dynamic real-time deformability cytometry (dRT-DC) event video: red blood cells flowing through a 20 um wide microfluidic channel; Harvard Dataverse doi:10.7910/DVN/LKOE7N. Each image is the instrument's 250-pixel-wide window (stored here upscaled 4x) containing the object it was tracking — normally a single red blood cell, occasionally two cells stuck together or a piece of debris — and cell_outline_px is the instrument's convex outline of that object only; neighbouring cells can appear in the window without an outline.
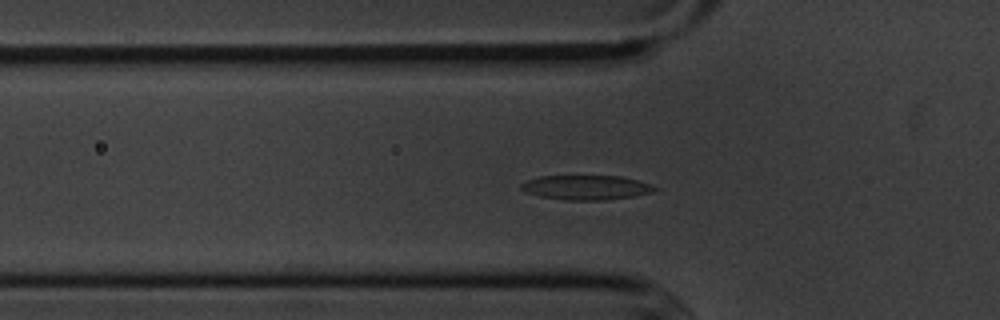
{"species": "common noctule bat (a hibernating species)", "species_latin": "Nyctalus noctula", "temperature_condition": "cold", "stored_images_in_passage": 41, "camera_frame_rate_fps": 3000, "um_per_image_px": 0.085, "animal": {"sex": "male", "body_mass_g": 20.1, "forearm_length_mm": 53.5}, "frame": {"image": 1, "passage_image": 13, "time_ms": 4.0, "image_size_px": [1000, 320], "cell_outline_px": [[660, 188], [652, 192], [632, 196], [604, 200], [568, 200], [540, 196], [524, 192], [520, 188], [520, 184], [528, 180], [540, 176], [620, 176], [636, 180]], "centroid_in_image_um": [49.79, 15.93], "position_along_channel_um": 76.0, "area_um2": 18.9}}
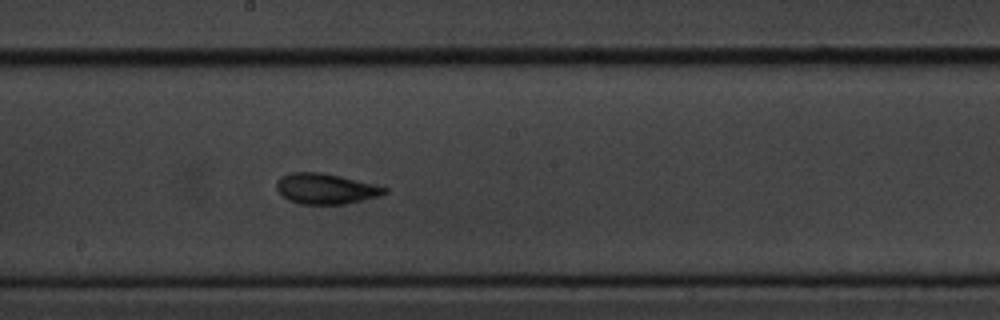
{"frame": {"image": 2, "passage_image": 25, "time_ms": 8.0, "image_size_px": [1000, 320], "cell_outline_px": [[388, 192], [380, 196], [344, 204], [300, 204], [288, 200], [276, 188], [276, 180], [280, 176], [288, 172], [320, 172], [340, 176], [388, 188]], "centroid_in_image_um": [27.65, 16.04], "position_along_channel_um": 220.6, "area_um2": 19.19}}
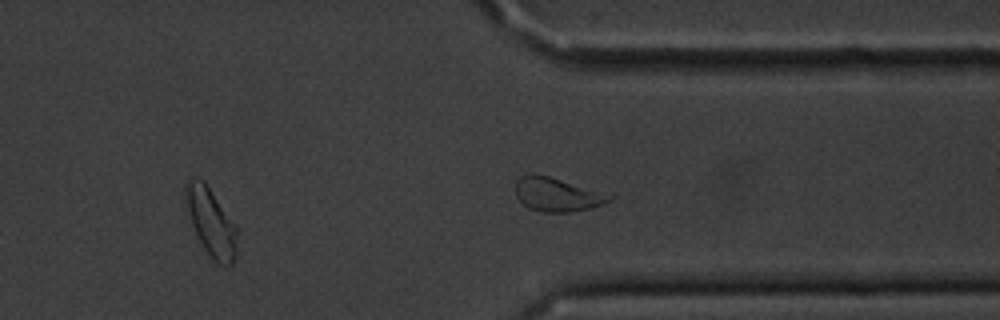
{"frame": {"image": 3, "passage_image": 37, "time_ms": 12.0, "image_size_px": [1000, 320], "cell_outline_px": [[236, 256], [232, 264], [220, 264], [212, 260], [196, 236], [192, 224], [188, 208], [184, 188], [184, 184], [192, 176], [196, 176], [204, 180], [236, 224]], "centroid_in_image_um": [17.93, 18.84], "position_along_channel_um": 393.5, "area_um2": 20.35}, "authors_computed_cell_mechanics": {"area_um2": 19.363, "velocity_mm_per_s": 3.5913, "shape_relaxation_time_tau1_ms": 3.2117, "shape_relaxation_time_tau2_ms": 1.1806, "deformation_change_tau1": 0.1409, "deformation_change_tau2": 0.0731}}